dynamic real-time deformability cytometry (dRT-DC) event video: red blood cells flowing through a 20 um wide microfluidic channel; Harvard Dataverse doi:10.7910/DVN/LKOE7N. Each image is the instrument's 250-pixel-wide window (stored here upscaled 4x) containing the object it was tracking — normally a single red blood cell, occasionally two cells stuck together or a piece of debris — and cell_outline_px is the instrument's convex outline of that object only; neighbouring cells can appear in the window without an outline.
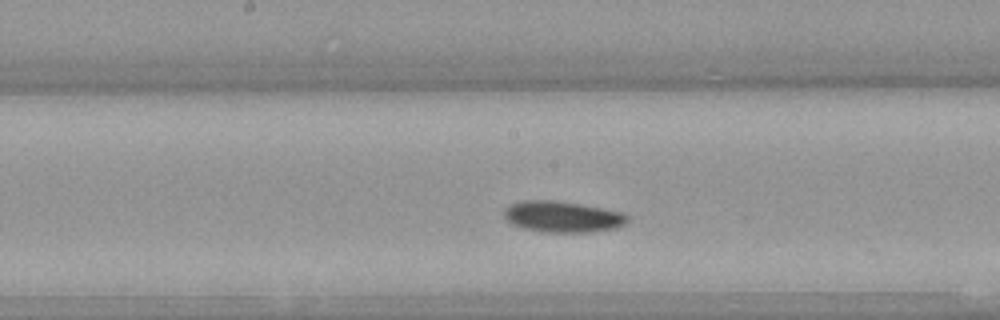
{"species": "Egyptian fruit bat (a non-hibernating species)", "species_latin": "Rousettus aegyptiacus", "temperature_condition": "warm", "stored_images_in_passage": 34, "camera_frame_rate_fps": 3000, "um_per_image_px": 0.085, "animal": {"sex": "female"}, "frame": {"image": 1, "passage_image": 17, "time_ms": 5.333, "image_size_px": [1000, 320], "cell_outline_px": [[628, 220], [624, 224], [616, 228], [592, 232], [544, 232], [524, 228], [512, 224], [504, 216], [504, 208], [520, 200], [556, 200], [580, 204], [624, 212], [628, 216]], "centroid_in_image_um": [47.82, 18.41], "position_along_channel_um": 200.4, "area_um2": 22.43}}
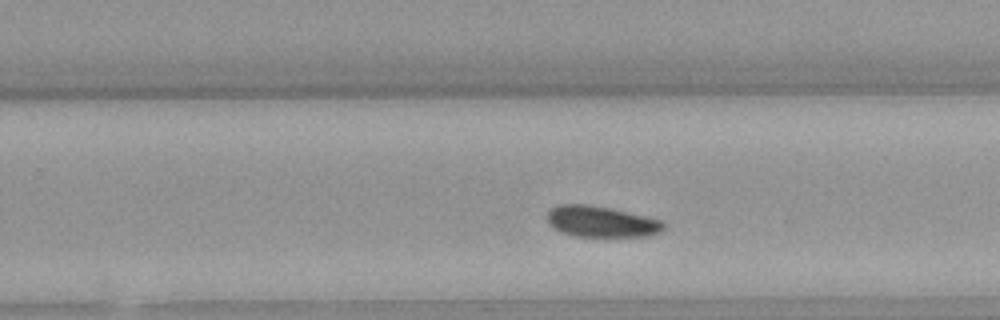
{"frame": {"image": 2, "passage_image": 23, "time_ms": 7.333, "image_size_px": [1000, 320], "cell_outline_px": [[664, 228], [660, 232], [648, 236], [576, 236], [564, 232], [556, 228], [548, 220], [548, 208], [556, 204], [588, 204], [608, 208], [660, 220], [664, 224]], "centroid_in_image_um": [51.08, 18.82], "position_along_channel_um": 278.7, "area_um2": 20.58}}
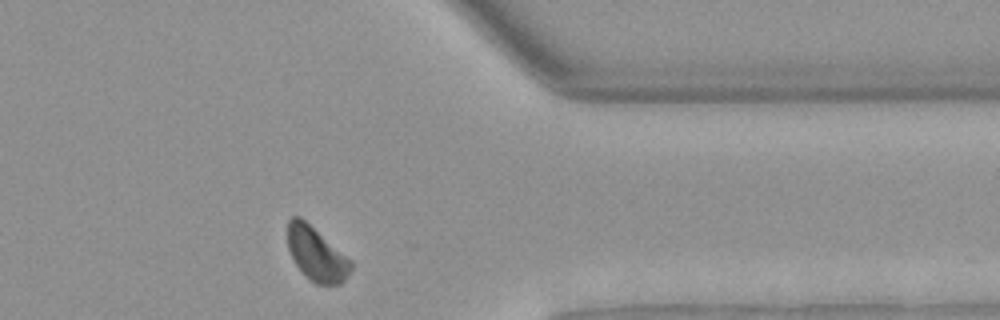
{"frame": {"image": 3, "passage_image": 32, "time_ms": 10.333, "image_size_px": [1000, 320], "cell_outline_px": [[352, 268], [344, 280], [340, 284], [316, 284], [304, 276], [296, 264], [288, 248], [288, 220], [292, 216], [300, 216], [352, 260]], "centroid_in_image_um": [26.9, 21.59], "position_along_channel_um": 384.5, "area_um2": 19.71}, "authors_computed_cell_mechanics": {"area_um2": 21.7906, "velocity_mm_per_s": 3.9283, "shape_relaxation_time_tau1_ms": 2.7152, "shape_relaxation_time_tau2_ms": null, "deformation_change_tau1": 0.0781, "deformation_change_tau2": null}}